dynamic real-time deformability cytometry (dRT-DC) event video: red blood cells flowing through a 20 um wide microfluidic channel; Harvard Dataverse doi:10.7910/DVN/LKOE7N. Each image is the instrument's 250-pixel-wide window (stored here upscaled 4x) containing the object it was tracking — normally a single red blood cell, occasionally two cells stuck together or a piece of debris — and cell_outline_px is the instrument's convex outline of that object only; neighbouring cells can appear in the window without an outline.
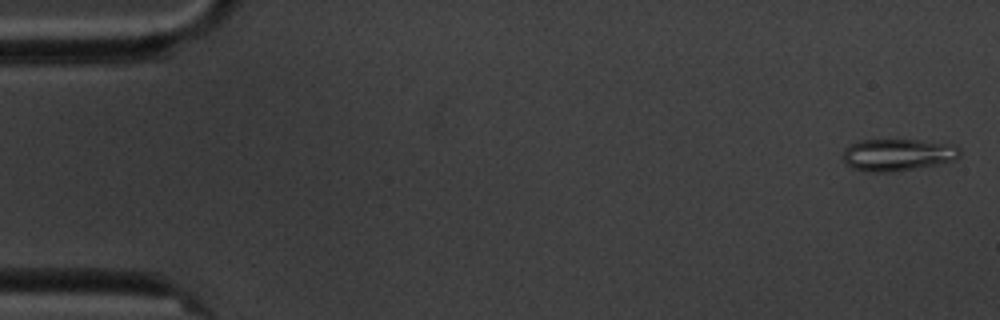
{"species": "common noctule bat (a hibernating species)", "species_latin": "Nyctalus noctula", "temperature_condition": "cold", "stored_images_in_passage": 6, "camera_frame_rate_fps": 3000, "um_per_image_px": 0.085, "animal": {"sex": "male", "body_mass_g": 20.1, "forearm_length_mm": 53.5}, "frame": {"image": 1, "passage_image": 1, "time_ms": 0.0, "image_size_px": [1000, 320], "cell_outline_px": [[960, 156], [952, 160], [936, 164], [892, 172], [872, 172], [852, 168], [844, 160], [844, 148], [860, 140], [916, 140], [956, 144], [960, 148]], "centroid_in_image_um": [76.32, 13.14], "position_along_channel_um": 8.7, "area_um2": 21.62}}
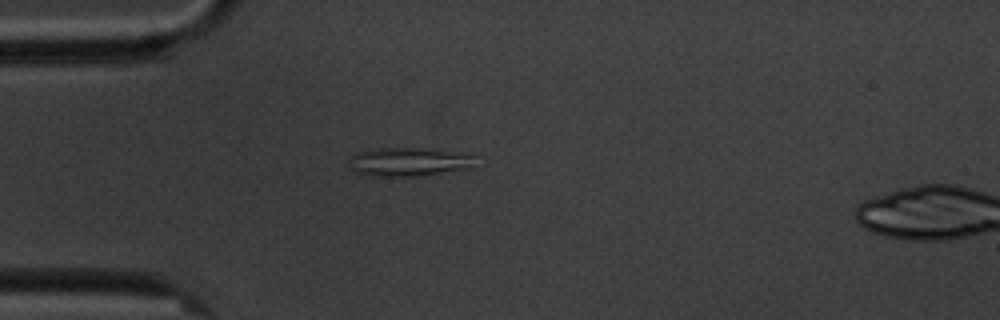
{"frame": {"image": 2, "passage_image": 5, "time_ms": 4.667, "image_size_px": [1000, 320], "cell_outline_px": [[472, 168], [416, 176], [372, 176], [356, 172], [352, 168], [352, 152], [376, 148], [420, 148], [472, 156]], "centroid_in_image_um": [34.64, 13.76], "position_along_channel_um": 50.4, "area_um2": 20.4}}